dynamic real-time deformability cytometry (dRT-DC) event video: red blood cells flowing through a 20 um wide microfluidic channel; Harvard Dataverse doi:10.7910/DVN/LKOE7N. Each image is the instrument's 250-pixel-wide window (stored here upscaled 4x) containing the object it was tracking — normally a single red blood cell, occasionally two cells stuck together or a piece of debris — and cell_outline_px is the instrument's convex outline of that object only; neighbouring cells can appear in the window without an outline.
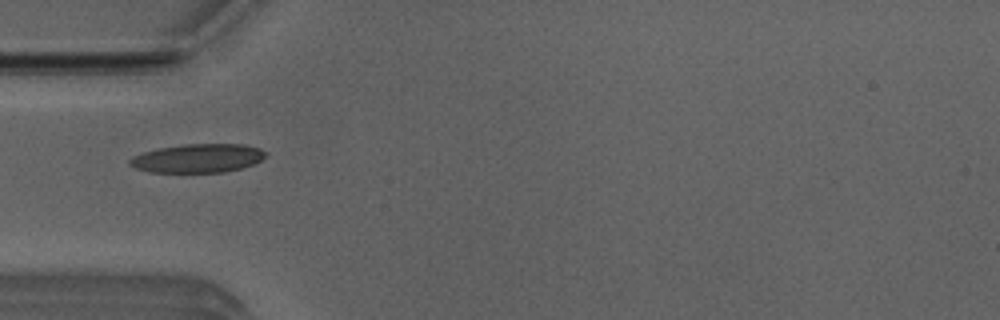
{"species": "Egyptian fruit bat (a non-hibernating species)", "species_latin": "Rousettus aegyptiacus", "temperature_condition": "room temperature", "stored_images_in_passage": 15, "camera_frame_rate_fps": 3000, "um_per_image_px": 0.085, "animal": {"sex": "male"}, "frame": {"image": 1, "passage_image": 1, "time_ms": 0.0, "image_size_px": [1000, 320], "cell_outline_px": [[268, 156], [252, 164], [240, 168], [224, 172], [148, 172], [136, 168], [128, 164], [128, 160], [132, 156], [144, 152], [160, 148], [184, 144], [244, 144], [260, 148], [268, 152]], "centroid_in_image_um": [16.83, 13.44], "position_along_channel_um": 68.2, "area_um2": 22.77}}
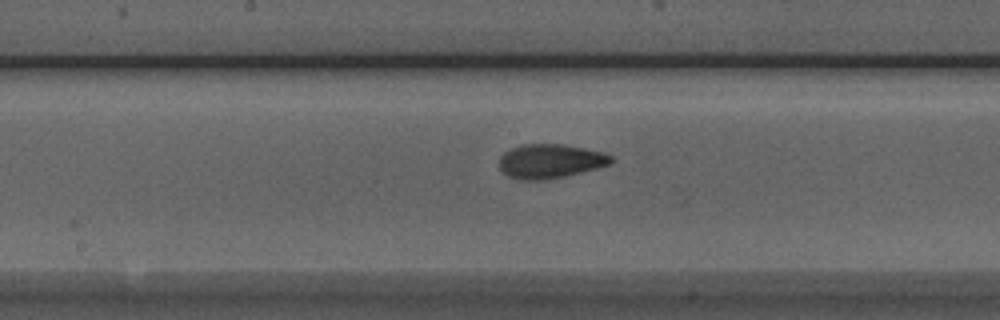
{"frame": {"image": 2, "passage_image": 11, "time_ms": 3.333, "image_size_px": [1000, 320], "cell_outline_px": [[612, 164], [564, 176], [540, 180], [520, 180], [508, 176], [500, 168], [500, 156], [504, 152], [520, 144], [564, 144], [604, 152], [612, 156]], "centroid_in_image_um": [46.77, 13.69], "position_along_channel_um": 201.4, "area_um2": 22.2}}
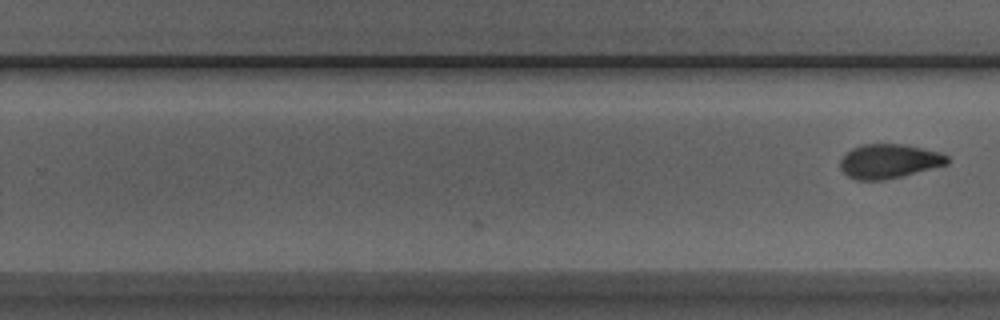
{"frame": {"image": 3, "passage_image": 15, "time_ms": 4.667, "image_size_px": [1000, 320], "cell_outline_px": [[948, 164], [884, 180], [856, 180], [848, 176], [840, 168], [840, 160], [852, 148], [860, 144], [904, 144], [940, 152], [948, 156]], "centroid_in_image_um": [75.55, 13.69], "position_along_channel_um": 254.2, "area_um2": 21.21}}